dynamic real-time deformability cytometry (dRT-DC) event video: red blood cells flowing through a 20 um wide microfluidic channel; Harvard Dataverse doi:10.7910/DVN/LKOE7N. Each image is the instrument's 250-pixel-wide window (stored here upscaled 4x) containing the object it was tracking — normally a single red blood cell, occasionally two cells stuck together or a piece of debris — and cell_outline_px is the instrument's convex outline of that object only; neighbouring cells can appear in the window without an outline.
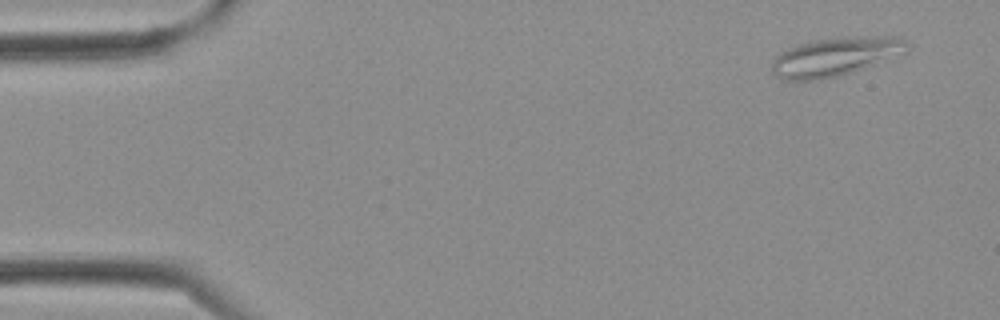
{"species": "Egyptian fruit bat (a non-hibernating species)", "species_latin": "Rousettus aegyptiacus", "temperature_condition": "cold", "stored_images_in_passage": 3, "camera_frame_rate_fps": 3000, "um_per_image_px": 0.085, "frame": {"image": 1, "passage_image": 1, "time_ms": 0.0, "image_size_px": [1000, 320], "cell_outline_px": [[908, 48], [904, 52], [852, 72], [840, 76], [820, 80], [784, 80], [776, 76], [772, 72], [772, 60], [780, 52], [796, 44], [816, 40], [844, 36], [896, 36], [908, 40]], "centroid_in_image_um": [70.96, 4.8], "position_along_channel_um": 14.0, "area_um2": 30.52}}